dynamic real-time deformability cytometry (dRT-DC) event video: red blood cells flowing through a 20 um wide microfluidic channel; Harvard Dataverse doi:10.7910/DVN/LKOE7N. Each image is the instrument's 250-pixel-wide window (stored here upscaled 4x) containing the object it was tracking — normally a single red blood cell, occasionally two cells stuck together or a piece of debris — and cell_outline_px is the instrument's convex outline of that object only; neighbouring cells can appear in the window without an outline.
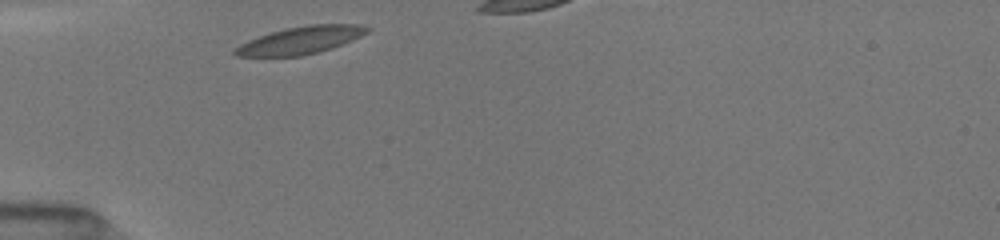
{"species": "common noctule bat (a hibernating species)", "species_latin": "Nyctalus noctula", "temperature_condition": "room temperature", "stored_images_in_passage": 10, "segment_of_instrument_passage": [1, 2], "camera_frame_rate_fps": 3000, "um_per_image_px": 0.085, "animal": {"sex": "female", "body_mass_g": 19.5, "forearm_length_mm": 54.1}, "frame": {"image": 1, "passage_image": 1, "time_ms": 0.0, "image_size_px": [1000, 240], "cell_outline_px": [[372, 28], [368, 32], [352, 40], [332, 48], [300, 56], [236, 56], [232, 52], [232, 48], [248, 40], [284, 28], [308, 24], [360, 24]], "centroid_in_image_um": [25.54, 3.41], "position_along_channel_um": 59.5, "area_um2": 21.15}}
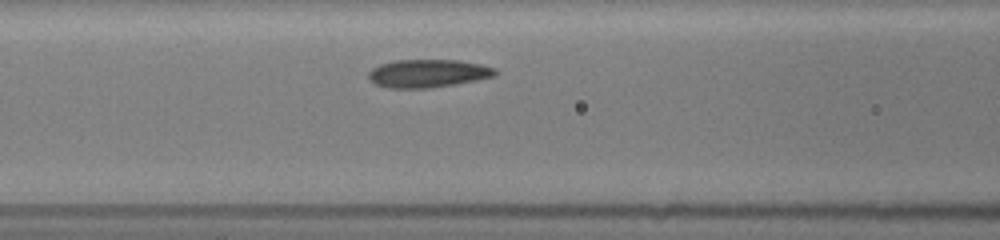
{"frame": {"image": 2, "passage_image": 6, "time_ms": 2.0, "image_size_px": [1000, 240], "cell_outline_px": [[496, 76], [456, 84], [432, 88], [388, 88], [376, 84], [368, 80], [368, 72], [372, 68], [380, 64], [392, 60], [460, 60], [480, 64], [496, 68]], "centroid_in_image_um": [36.35, 6.24], "position_along_channel_um": 130.2, "area_um2": 20.92}}
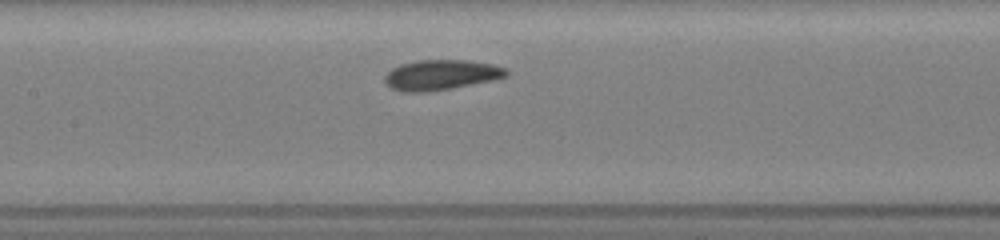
{"frame": {"image": 3, "passage_image": 9, "time_ms": 3.0, "image_size_px": [1000, 240], "cell_outline_px": [[508, 76], [492, 80], [452, 88], [428, 92], [400, 92], [392, 88], [384, 80], [384, 76], [392, 68], [400, 64], [420, 60], [468, 60], [492, 64], [508, 68]], "centroid_in_image_um": [37.5, 6.36], "position_along_channel_um": 169.9, "area_um2": 21.44}}